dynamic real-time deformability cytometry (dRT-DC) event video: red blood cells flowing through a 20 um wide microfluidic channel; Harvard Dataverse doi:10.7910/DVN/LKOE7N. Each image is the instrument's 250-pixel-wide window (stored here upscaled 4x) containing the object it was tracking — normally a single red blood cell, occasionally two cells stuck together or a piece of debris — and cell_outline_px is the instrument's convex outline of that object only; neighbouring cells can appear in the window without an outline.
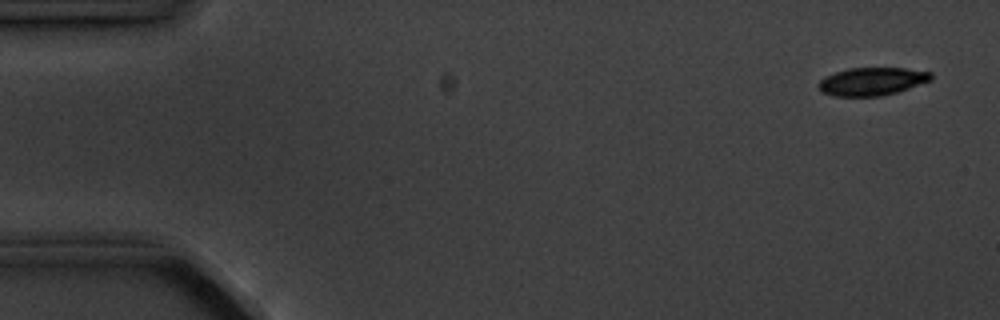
{"species": "common noctule bat (a hibernating species)", "species_latin": "Nyctalus noctula", "temperature_condition": "cold", "stored_images_in_passage": 5, "camera_frame_rate_fps": 3000, "um_per_image_px": 0.085, "animal": {"sex": "male", "body_mass_g": 20.1, "forearm_length_mm": 53.5}, "frame": {"image": 1, "passage_image": 1, "time_ms": 0.0, "image_size_px": [1000, 320], "cell_outline_px": [[932, 80], [896, 92], [880, 96], [832, 96], [820, 92], [816, 84], [824, 76], [848, 68], [904, 68], [932, 72]], "centroid_in_image_um": [74.07, 6.92], "position_along_channel_um": 10.9, "area_um2": 18.44}}